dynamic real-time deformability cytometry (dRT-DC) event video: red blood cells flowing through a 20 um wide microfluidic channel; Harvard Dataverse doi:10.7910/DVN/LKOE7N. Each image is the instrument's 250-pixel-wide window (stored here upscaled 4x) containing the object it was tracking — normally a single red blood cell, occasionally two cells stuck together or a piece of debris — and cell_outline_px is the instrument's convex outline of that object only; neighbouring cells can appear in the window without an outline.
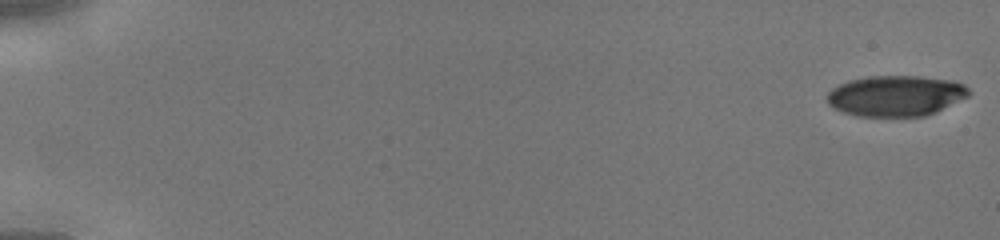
{"species": "human", "species_latin": "Homo sapiens", "temperature_condition": "cold", "stored_images_in_passage": 45, "camera_frame_rate_fps": 3000, "um_per_image_px": 0.085, "donor": {"sex": "male"}, "frame": {"image": 1, "passage_image": 1, "time_ms": 0.0, "image_size_px": [1000, 240], "cell_outline_px": [[972, 92], [968, 96], [936, 112], [924, 116], [856, 116], [832, 108], [828, 104], [828, 92], [832, 88], [848, 80], [868, 76], [920, 76], [956, 80], [964, 84]], "centroid_in_image_um": [76.16, 8.13], "position_along_channel_um": 8.8, "area_um2": 33.87}}
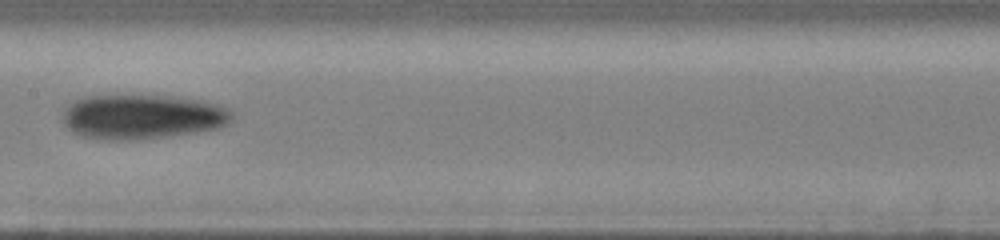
{"frame": {"image": 2, "passage_image": 25, "time_ms": 8.0, "image_size_px": [1000, 240], "cell_outline_px": [[236, 116], [228, 124], [220, 128], [196, 132], [132, 140], [108, 140], [80, 136], [68, 128], [64, 124], [64, 108], [68, 104], [84, 96], [180, 96], [204, 100], [228, 108]], "centroid_in_image_um": [12.14, 9.92], "position_along_channel_um": 195.3, "area_um2": 44.22}}
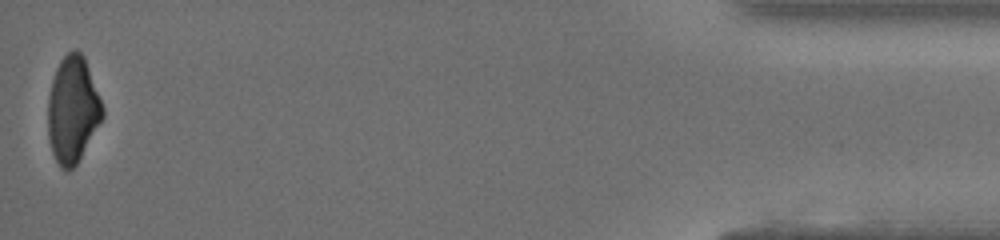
{"frame": {"image": 3, "passage_image": 45, "time_ms": 14.667, "image_size_px": [1000, 240], "cell_outline_px": [[104, 116], [76, 164], [68, 172], [60, 168], [52, 152], [48, 140], [48, 96], [52, 80], [56, 68], [60, 60], [68, 52], [76, 48], [84, 56], [104, 108]], "centroid_in_image_um": [6.16, 9.32], "position_along_channel_um": 429.0, "area_um2": 33.81}}